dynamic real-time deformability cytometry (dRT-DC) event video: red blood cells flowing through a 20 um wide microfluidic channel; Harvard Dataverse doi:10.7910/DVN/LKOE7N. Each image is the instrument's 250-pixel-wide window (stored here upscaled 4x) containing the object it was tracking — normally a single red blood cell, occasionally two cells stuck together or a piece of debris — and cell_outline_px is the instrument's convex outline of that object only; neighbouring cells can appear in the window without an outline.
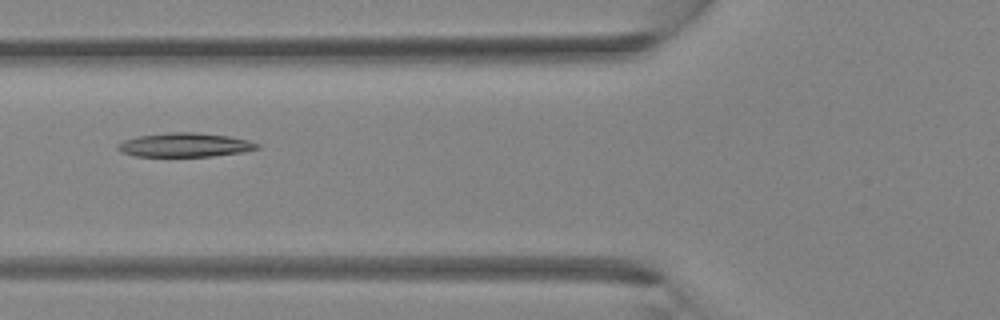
{"species": "Egyptian fruit bat (a non-hibernating species)", "species_latin": "Rousettus aegyptiacus", "temperature_condition": "room temperature", "stored_images_in_passage": 27, "camera_frame_rate_fps": 3000, "um_per_image_px": 0.085, "animal": {"sex": "female"}, "frame": {"image": 1, "passage_image": 3, "time_ms": 0.667, "image_size_px": [1000, 320], "cell_outline_px": [[260, 148], [244, 152], [212, 156], [132, 156], [116, 148], [116, 144], [124, 140], [136, 136], [172, 132], [192, 132], [228, 136], [248, 140], [260, 144]], "centroid_in_image_um": [15.71, 12.32], "position_along_channel_um": 110.1, "area_um2": 19.48}}
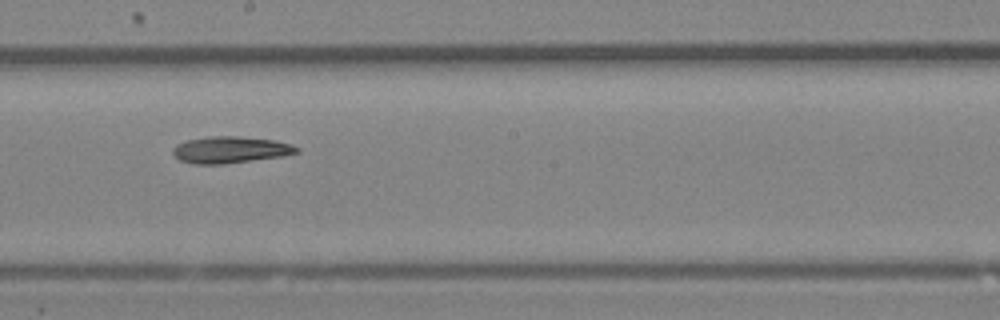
{"frame": {"image": 2, "passage_image": 10, "time_ms": 3.0, "image_size_px": [1000, 320], "cell_outline_px": [[300, 152], [284, 156], [224, 164], [192, 164], [180, 160], [172, 152], [172, 148], [176, 144], [188, 140], [208, 136], [240, 136], [276, 140], [300, 148]], "centroid_in_image_um": [19.59, 12.73], "position_along_channel_um": 228.6, "area_um2": 19.36}}
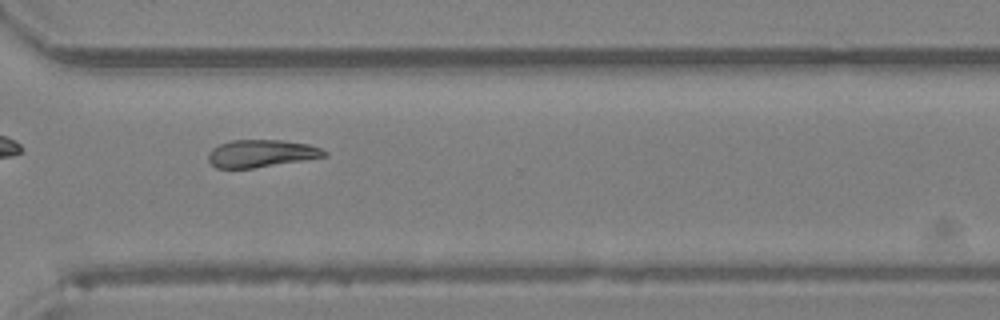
{"frame": {"image": 3, "passage_image": 17, "time_ms": 5.333, "image_size_px": [1000, 320], "cell_outline_px": [[328, 156], [252, 168], [216, 168], [208, 160], [208, 152], [212, 148], [220, 144], [232, 140], [280, 140], [308, 144], [320, 148], [328, 152]], "centroid_in_image_um": [22.19, 13.04], "position_along_channel_um": 348.4, "area_um2": 18.44}}